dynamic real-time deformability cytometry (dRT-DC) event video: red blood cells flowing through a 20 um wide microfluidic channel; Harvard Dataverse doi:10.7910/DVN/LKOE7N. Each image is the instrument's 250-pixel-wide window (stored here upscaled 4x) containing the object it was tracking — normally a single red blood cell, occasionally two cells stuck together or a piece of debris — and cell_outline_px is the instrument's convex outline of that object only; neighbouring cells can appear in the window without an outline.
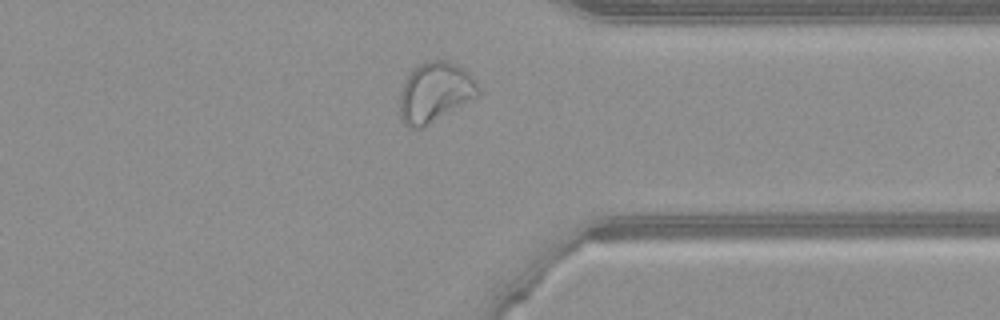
{"species": "common noctule bat (a hibernating species)", "species_latin": "Nyctalus noctula", "temperature_condition": "warm", "stored_images_in_passage": 37, "camera_frame_rate_fps": 3000, "um_per_image_px": 0.085, "animal": {"sex": "female", "body_mass_g": 21.9}, "frame": {"image": 1, "passage_image": 32, "time_ms": 10.333, "image_size_px": [1000, 320], "cell_outline_px": [[480, 92], [476, 96], [424, 128], [408, 128], [400, 120], [400, 88], [404, 80], [412, 68], [416, 64], [428, 60], [448, 60], [464, 68], [476, 80], [480, 88]], "centroid_in_image_um": [36.93, 7.82], "position_along_channel_um": 374.5, "area_um2": 27.86}}